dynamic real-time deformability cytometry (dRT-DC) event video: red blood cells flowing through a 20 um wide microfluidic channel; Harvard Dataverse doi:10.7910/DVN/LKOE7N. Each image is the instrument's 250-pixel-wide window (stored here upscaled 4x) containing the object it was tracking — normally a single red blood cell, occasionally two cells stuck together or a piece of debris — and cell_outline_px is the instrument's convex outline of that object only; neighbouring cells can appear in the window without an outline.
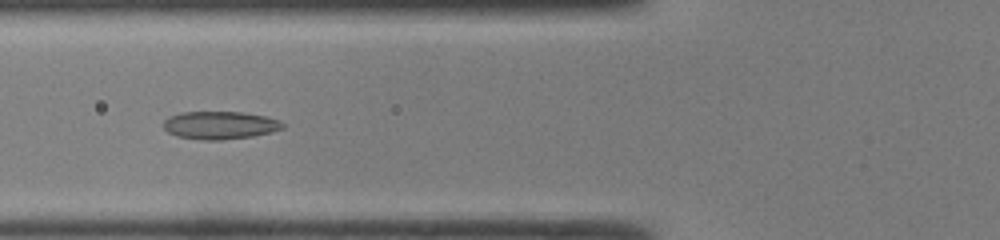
{"species": "common noctule bat (a hibernating species)", "species_latin": "Nyctalus noctula", "temperature_condition": "room temperature", "stored_images_in_passage": 48, "camera_frame_rate_fps": 3000, "um_per_image_px": 0.085, "animal": {"sex": "male", "body_mass_g": 19.0, "forearm_length_mm": 50.8}, "frame": {"image": 1, "passage_image": 19, "time_ms": 6.0, "image_size_px": [1000, 240], "cell_outline_px": [[284, 128], [272, 132], [252, 136], [220, 140], [200, 140], [176, 136], [168, 132], [164, 128], [164, 120], [168, 116], [184, 112], [240, 112], [264, 116], [280, 120], [284, 124]], "centroid_in_image_um": [18.69, 10.65], "position_along_channel_um": 107.1, "area_um2": 19.36}}
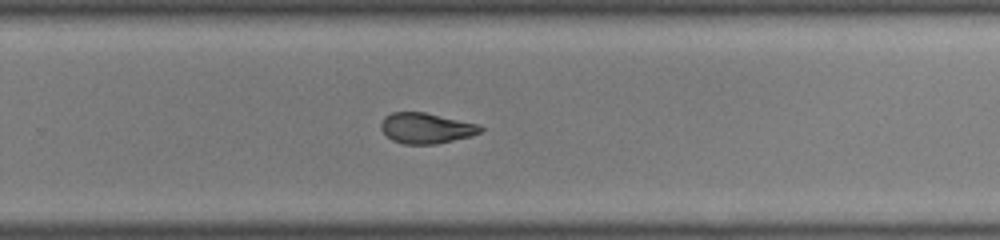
{"frame": {"image": 2, "passage_image": 32, "time_ms": 10.333, "image_size_px": [1000, 240], "cell_outline_px": [[484, 128], [480, 132], [472, 136], [436, 144], [404, 144], [392, 140], [380, 128], [380, 124], [384, 116], [392, 112], [424, 112], [476, 124]], "centroid_in_image_um": [36.19, 10.9], "position_along_channel_um": 293.6, "area_um2": 17.57}}
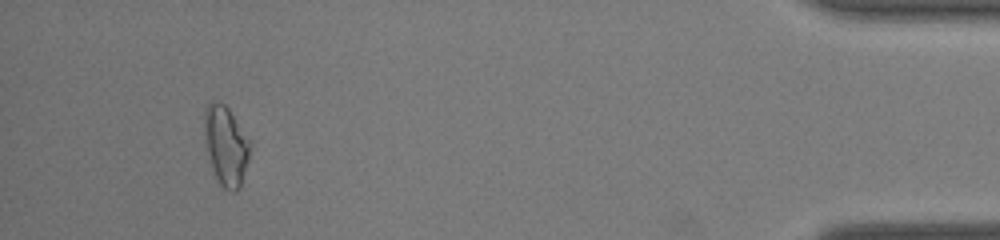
{"frame": {"image": 3, "passage_image": 45, "time_ms": 14.667, "image_size_px": [1000, 240], "cell_outline_px": [[252, 144], [248, 160], [240, 188], [236, 192], [232, 192], [224, 188], [220, 184], [212, 168], [208, 152], [204, 120], [204, 108], [208, 104], [216, 100], [224, 104], [228, 108]], "centroid_in_image_um": [19.23, 12.38], "position_along_channel_um": 416.0, "area_um2": 20.81}, "authors_computed_cell_mechanics": {"area_um2": 19.4786, "velocity_mm_per_s": 4.3187, "shape_relaxation_time_tau1_ms": null, "shape_relaxation_time_tau2_ms": 1.5212, "deformation_change_tau1": null, "deformation_change_tau2": 0.0773}}